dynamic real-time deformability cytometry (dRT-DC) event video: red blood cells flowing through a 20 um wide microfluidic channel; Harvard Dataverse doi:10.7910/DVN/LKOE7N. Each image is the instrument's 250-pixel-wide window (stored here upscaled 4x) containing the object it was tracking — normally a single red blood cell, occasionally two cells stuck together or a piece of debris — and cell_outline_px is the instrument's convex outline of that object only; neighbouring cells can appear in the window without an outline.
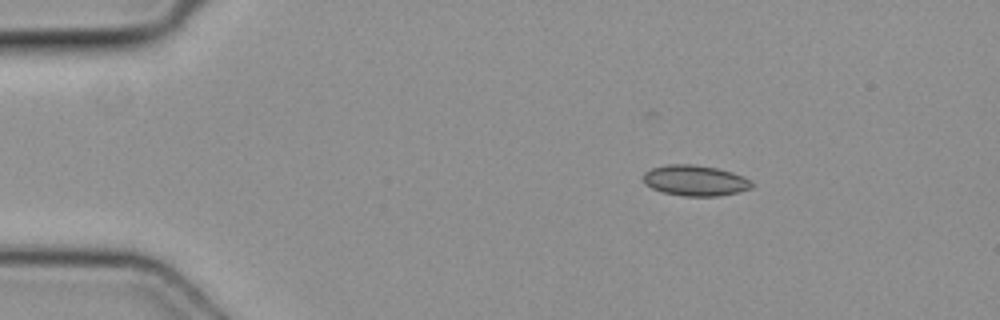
{"species": "common noctule bat (a hibernating species)", "species_latin": "Nyctalus noctula", "temperature_condition": "cold", "stored_images_in_passage": 42, "camera_frame_rate_fps": 3000, "um_per_image_px": 0.085, "animal": {"sex": "female", "body_mass_g": 19.3, "forearm_length_mm": 54.1}, "frame": {"image": 1, "passage_image": 1, "time_ms": 0.0, "image_size_px": [1000, 320], "cell_outline_px": [[752, 188], [736, 192], [716, 196], [684, 196], [664, 192], [652, 188], [644, 184], [644, 172], [652, 168], [668, 164], [692, 164], [716, 168], [732, 172], [744, 176], [752, 184]], "centroid_in_image_um": [59.06, 15.34], "position_along_channel_um": 25.9, "area_um2": 19.19}}
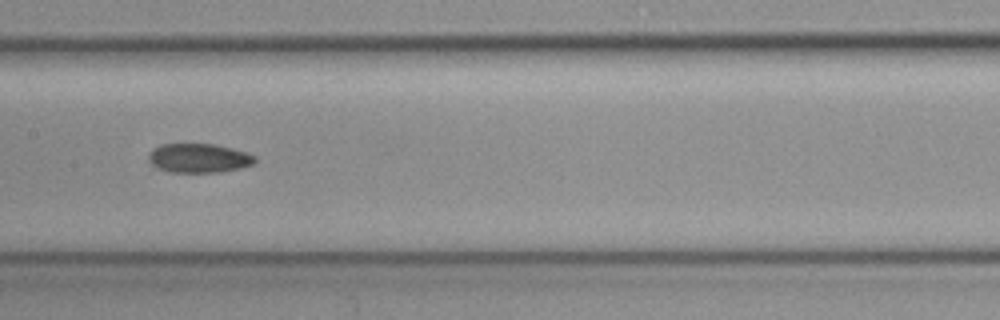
{"frame": {"image": 2, "passage_image": 18, "time_ms": 5.667, "image_size_px": [1000, 320], "cell_outline_px": [[256, 160], [252, 164], [240, 168], [220, 172], [148, 172], [148, 156], [152, 148], [160, 144], [212, 144], [232, 148], [256, 156]], "centroid_in_image_um": [16.73, 13.47], "position_along_channel_um": 190.7, "area_um2": 18.73}}
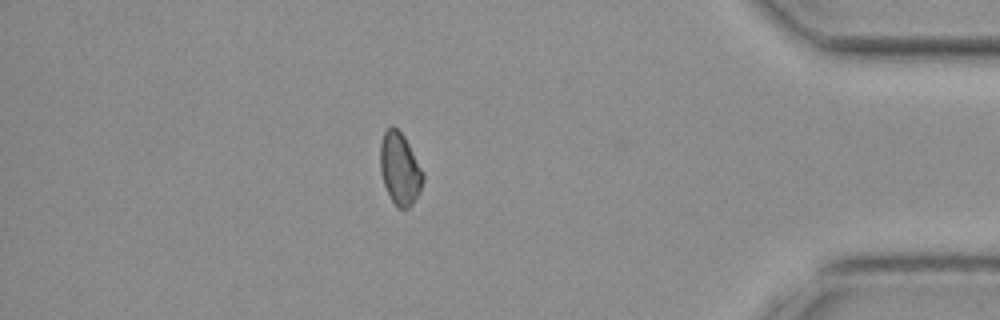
{"frame": {"image": 3, "passage_image": 36, "time_ms": 11.667, "image_size_px": [1000, 320], "cell_outline_px": [[424, 180], [420, 192], [412, 204], [408, 208], [396, 208], [384, 184], [380, 172], [380, 144], [384, 132], [392, 124], [404, 136], [424, 172]], "centroid_in_image_um": [33.99, 14.35], "position_along_channel_um": 401.2, "area_um2": 18.03}}